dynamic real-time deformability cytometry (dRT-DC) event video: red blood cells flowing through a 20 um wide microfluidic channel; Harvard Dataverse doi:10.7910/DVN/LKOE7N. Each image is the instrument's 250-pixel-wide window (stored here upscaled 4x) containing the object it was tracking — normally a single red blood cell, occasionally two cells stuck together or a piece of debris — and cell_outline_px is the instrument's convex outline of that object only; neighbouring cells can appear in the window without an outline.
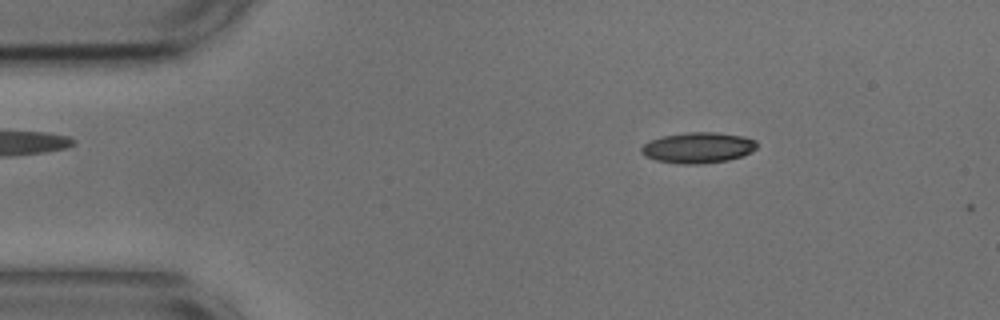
{"species": "common noctule bat (a hibernating species)", "species_latin": "Nyctalus noctula", "temperature_condition": "cold", "stored_images_in_passage": 10, "camera_frame_rate_fps": 3000, "um_per_image_px": 0.085, "animal": {"sex": "male", "body_mass_g": 17.9, "forearm_length_mm": 54.2}, "frame": {"image": 1, "passage_image": 8, "time_ms": 2.333, "image_size_px": [1000, 320], "cell_outline_px": [[756, 148], [752, 152], [728, 160], [704, 164], [680, 164], [656, 160], [644, 156], [640, 152], [640, 148], [644, 144], [660, 136], [688, 132], [716, 132], [744, 136], [756, 140]], "centroid_in_image_um": [59.32, 12.55], "position_along_channel_um": 25.7, "area_um2": 20.87}}